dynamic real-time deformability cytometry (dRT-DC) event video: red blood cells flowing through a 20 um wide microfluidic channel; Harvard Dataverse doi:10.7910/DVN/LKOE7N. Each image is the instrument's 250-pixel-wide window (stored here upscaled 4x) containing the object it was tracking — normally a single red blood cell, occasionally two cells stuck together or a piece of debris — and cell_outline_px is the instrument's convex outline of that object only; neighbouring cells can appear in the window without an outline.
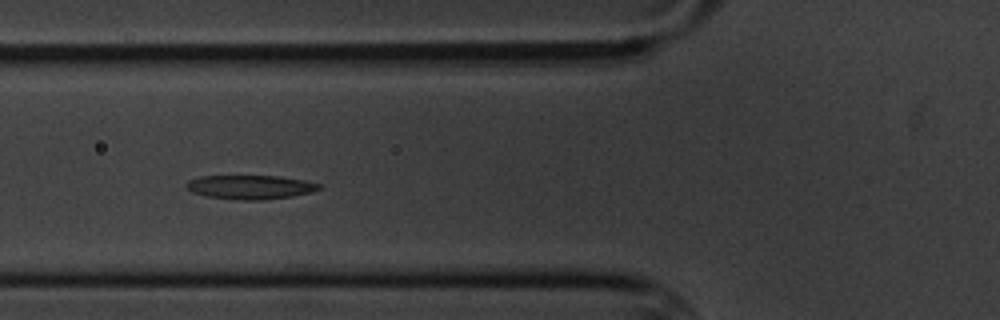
{"species": "common noctule bat (a hibernating species)", "species_latin": "Nyctalus noctula", "temperature_condition": "cold", "stored_images_in_passage": 7, "camera_frame_rate_fps": 3000, "um_per_image_px": 0.085, "animal": {"sex": "male", "body_mass_g": 20.1, "forearm_length_mm": 53.5}, "frame": {"image": 1, "passage_image": 6, "time_ms": 6.0, "image_size_px": [1000, 320], "cell_outline_px": [[320, 188], [312, 192], [292, 196], [260, 200], [236, 200], [204, 196], [192, 192], [184, 184], [188, 180], [200, 176], [280, 176], [304, 180], [320, 184]], "centroid_in_image_um": [21.24, 15.9], "position_along_channel_um": 104.6, "area_um2": 18.61}}
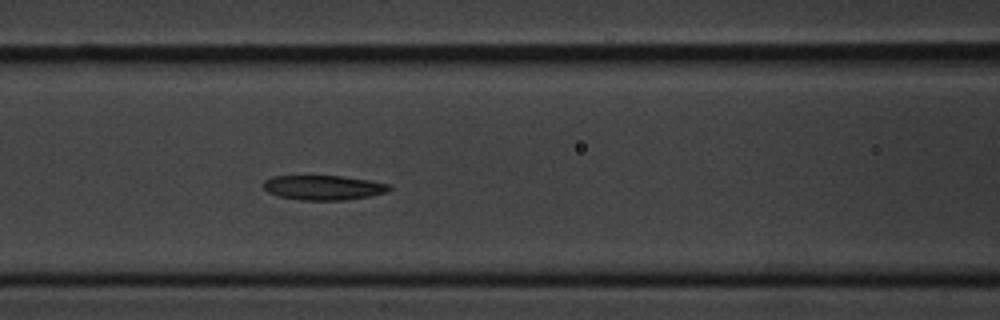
{"frame": {"image": 2, "passage_image": 7, "time_ms": 7.0, "image_size_px": [1000, 320], "cell_outline_px": [[392, 188], [388, 192], [368, 196], [344, 200], [300, 200], [280, 196], [268, 192], [264, 188], [264, 180], [272, 176], [340, 176], [368, 180], [392, 184]], "centroid_in_image_um": [27.52, 15.94], "position_along_channel_um": 139.1, "area_um2": 18.03}}